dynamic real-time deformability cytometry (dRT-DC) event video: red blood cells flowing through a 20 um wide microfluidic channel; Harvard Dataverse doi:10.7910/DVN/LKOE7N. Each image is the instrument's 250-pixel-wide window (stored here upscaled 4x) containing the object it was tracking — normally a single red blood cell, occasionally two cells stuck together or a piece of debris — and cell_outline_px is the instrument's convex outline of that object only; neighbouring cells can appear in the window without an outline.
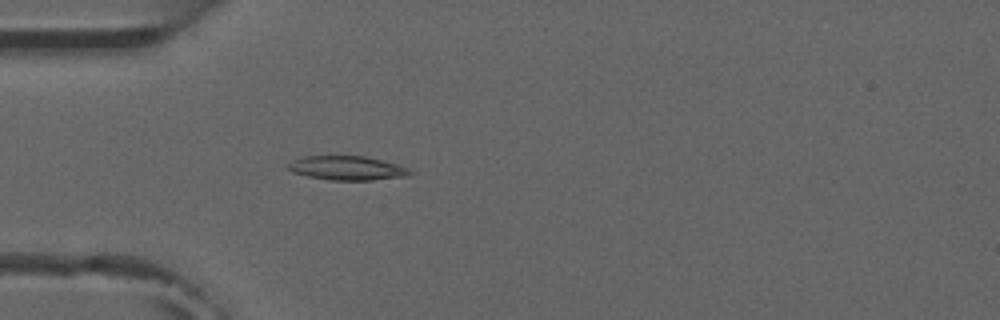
{"species": "common noctule bat (a hibernating species)", "species_latin": "Nyctalus noctula", "temperature_condition": "room temperature", "stored_images_in_passage": 4, "camera_frame_rate_fps": 3000, "um_per_image_px": 0.085, "animal": {"sex": "male", "forearm_length_mm": 52.5}, "frame": {"image": 1, "passage_image": 4, "time_ms": 3.667, "image_size_px": [1000, 320], "cell_outline_px": [[416, 172], [408, 176], [372, 180], [328, 180], [308, 176], [292, 172], [284, 164], [292, 160], [304, 156], [364, 156], [396, 164], [408, 168]], "centroid_in_image_um": [29.48, 14.29], "position_along_channel_um": 55.5, "area_um2": 17.22}}